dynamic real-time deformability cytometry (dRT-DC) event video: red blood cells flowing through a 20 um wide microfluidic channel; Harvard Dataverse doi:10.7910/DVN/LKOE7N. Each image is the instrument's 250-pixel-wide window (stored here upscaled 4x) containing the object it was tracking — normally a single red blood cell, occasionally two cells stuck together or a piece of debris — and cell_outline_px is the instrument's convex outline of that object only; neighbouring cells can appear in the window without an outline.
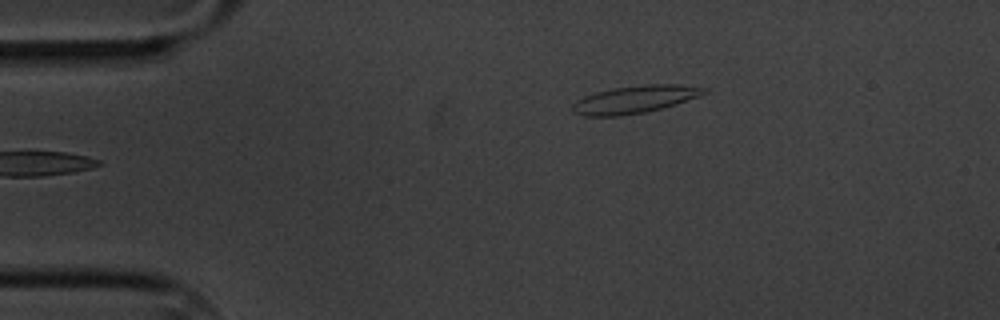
{"species": "common noctule bat (a hibernating species)", "species_latin": "Nyctalus noctula", "temperature_condition": "cold", "stored_images_in_passage": 5, "camera_frame_rate_fps": 3000, "um_per_image_px": 0.085, "animal": {"sex": "male", "body_mass_g": 20.1, "forearm_length_mm": 53.5}, "frame": {"image": 1, "passage_image": 5, "time_ms": 5.667, "image_size_px": [1000, 320], "cell_outline_px": [[708, 92], [700, 96], [676, 104], [644, 112], [620, 116], [584, 116], [572, 112], [572, 104], [576, 100], [584, 96], [596, 92], [612, 88], [644, 84], [680, 84], [708, 88]], "centroid_in_image_um": [53.96, 8.44], "position_along_channel_um": 31.0, "area_um2": 21.27}}